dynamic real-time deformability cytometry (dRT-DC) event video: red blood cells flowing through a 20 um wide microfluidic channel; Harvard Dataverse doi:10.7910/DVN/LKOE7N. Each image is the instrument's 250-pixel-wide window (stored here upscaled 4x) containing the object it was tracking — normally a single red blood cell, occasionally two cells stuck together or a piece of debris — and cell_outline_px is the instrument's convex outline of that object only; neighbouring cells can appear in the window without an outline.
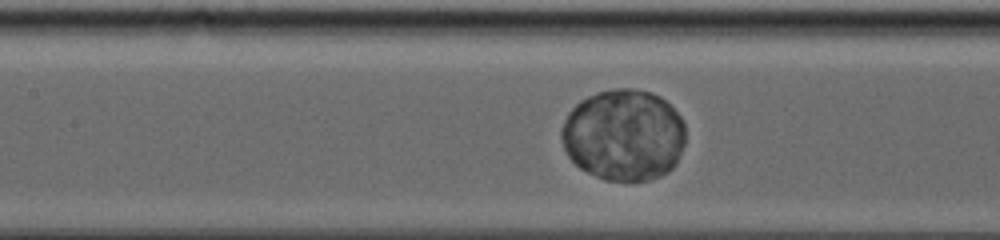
{"species": "human", "species_latin": "Homo sapiens", "temperature_condition": "warm", "stored_images_in_passage": 47, "segment_of_instrument_passage": [1, 2], "camera_frame_rate_fps": 3000, "um_per_image_px": 0.085, "donor": {"sex": "male"}, "frame": {"image": 1, "passage_image": 17, "time_ms": 5.333, "image_size_px": [1000, 240], "cell_outline_px": [[684, 136], [680, 148], [672, 164], [668, 168], [660, 172], [640, 180], [616, 180], [600, 176], [576, 164], [572, 160], [564, 144], [564, 124], [568, 116], [584, 100], [600, 92], [644, 92], [656, 96], [664, 100], [672, 108], [680, 120], [684, 128]], "centroid_in_image_um": [53.01, 11.49], "position_along_channel_um": 154.4, "area_um2": 61.61}}
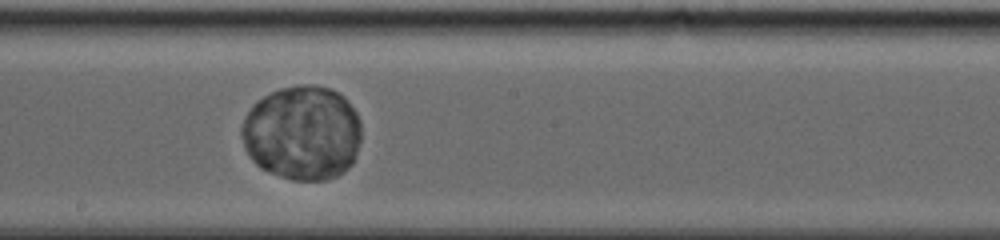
{"frame": {"image": 2, "passage_image": 25, "time_ms": 8.0, "image_size_px": [1000, 240], "cell_outline_px": [[356, 144], [352, 160], [340, 172], [316, 180], [304, 180], [288, 176], [264, 168], [252, 156], [248, 148], [244, 136], [244, 124], [252, 108], [260, 100], [276, 92], [288, 88], [324, 88], [336, 92], [348, 104], [356, 116]], "centroid_in_image_um": [25.68, 11.3], "position_along_channel_um": 222.5, "area_um2": 60.69}}
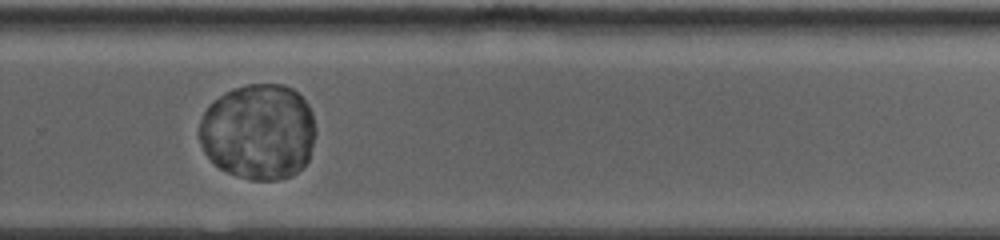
{"frame": {"image": 3, "passage_image": 35, "time_ms": 11.333, "image_size_px": [1000, 240], "cell_outline_px": [[312, 140], [308, 160], [300, 168], [288, 176], [268, 180], [260, 180], [232, 172], [220, 168], [212, 160], [204, 148], [200, 136], [200, 128], [204, 116], [208, 108], [216, 100], [228, 92], [252, 84], [276, 84], [288, 88], [296, 92], [300, 96], [308, 108], [312, 120]], "centroid_in_image_um": [21.97, 11.19], "position_along_channel_um": 307.8, "area_um2": 62.19}}